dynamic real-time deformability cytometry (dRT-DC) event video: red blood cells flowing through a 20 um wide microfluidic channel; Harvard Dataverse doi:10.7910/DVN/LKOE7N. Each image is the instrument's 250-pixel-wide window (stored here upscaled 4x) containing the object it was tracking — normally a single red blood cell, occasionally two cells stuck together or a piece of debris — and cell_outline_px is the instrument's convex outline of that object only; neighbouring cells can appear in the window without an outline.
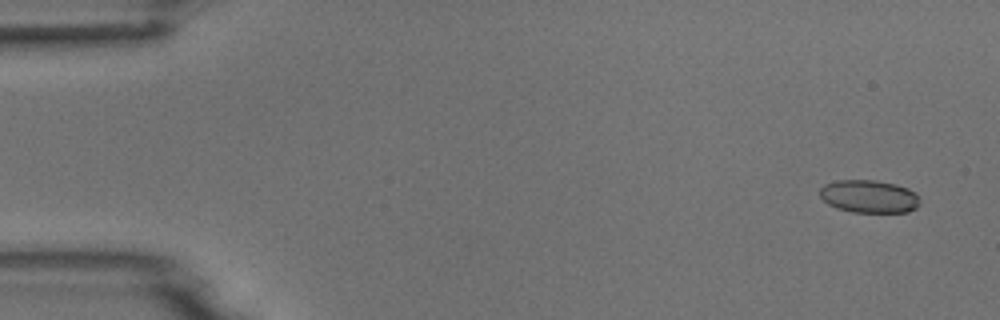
{"species": "common noctule bat (a hibernating species)", "species_latin": "Nyctalus noctula", "temperature_condition": "room temperature", "stored_images_in_passage": 4, "camera_frame_rate_fps": 3000, "um_per_image_px": 0.085, "animal": {"sex": "male", "body_mass_g": 18.8}, "frame": {"image": 1, "passage_image": 1, "time_ms": 0.0, "image_size_px": [1000, 320], "cell_outline_px": [[920, 204], [916, 208], [908, 212], [852, 212], [836, 208], [828, 204], [820, 196], [820, 188], [824, 184], [836, 180], [876, 180], [896, 184], [908, 188], [916, 192], [920, 200]], "centroid_in_image_um": [73.88, 16.69], "position_along_channel_um": 11.1, "area_um2": 19.36}}
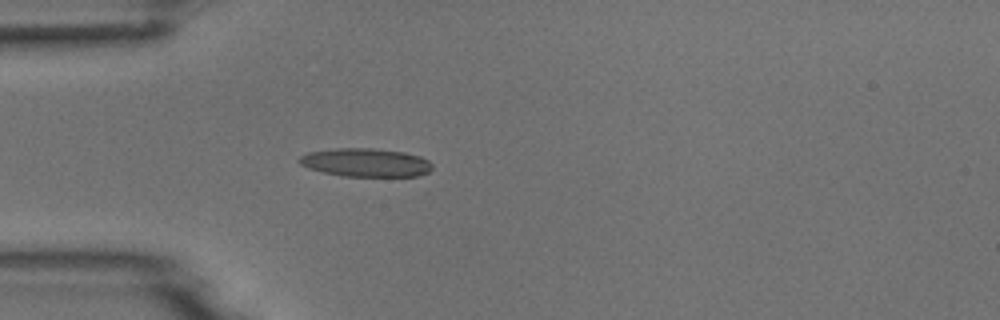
{"frame": {"image": 2, "passage_image": 4, "time_ms": 4.333, "image_size_px": [1000, 320], "cell_outline_px": [[432, 168], [428, 172], [416, 176], [340, 176], [308, 168], [300, 164], [296, 160], [300, 156], [308, 152], [336, 148], [376, 148], [404, 152], [420, 156], [428, 160], [432, 164]], "centroid_in_image_um": [31.07, 13.81], "position_along_channel_um": 53.9, "area_um2": 22.14}}